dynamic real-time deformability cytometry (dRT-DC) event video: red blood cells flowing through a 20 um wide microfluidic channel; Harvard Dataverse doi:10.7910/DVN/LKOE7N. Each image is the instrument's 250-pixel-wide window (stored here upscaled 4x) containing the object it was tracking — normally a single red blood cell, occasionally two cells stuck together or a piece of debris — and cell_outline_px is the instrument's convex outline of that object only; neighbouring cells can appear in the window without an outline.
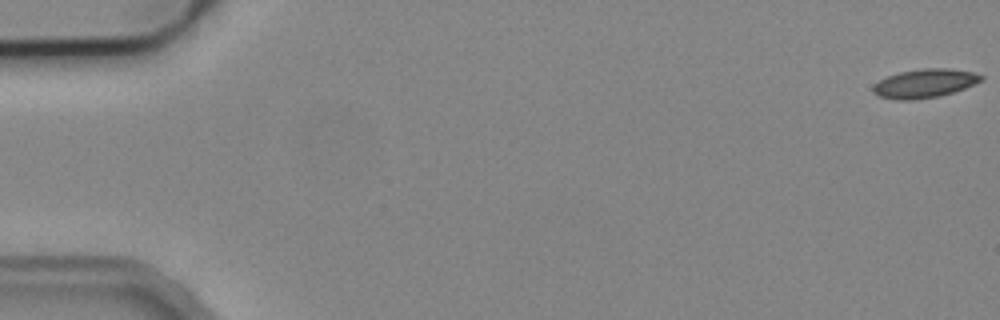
{"species": "common noctule bat (a hibernating species)", "species_latin": "Nyctalus noctula", "temperature_condition": "cold", "stored_images_in_passage": 5, "camera_frame_rate_fps": 3000, "um_per_image_px": 0.085, "animal": {"sex": "male", "body_mass_g": 19.2, "forearm_length_mm": 51.8}, "frame": {"image": 1, "passage_image": 1, "time_ms": 0.0, "image_size_px": [1000, 320], "cell_outline_px": [[984, 80], [964, 88], [940, 96], [912, 100], [896, 100], [880, 96], [872, 92], [872, 88], [880, 80], [888, 76], [900, 72], [924, 68], [948, 68], [972, 72], [984, 76]], "centroid_in_image_um": [78.61, 7.09], "position_along_channel_um": 6.4, "area_um2": 17.98}}
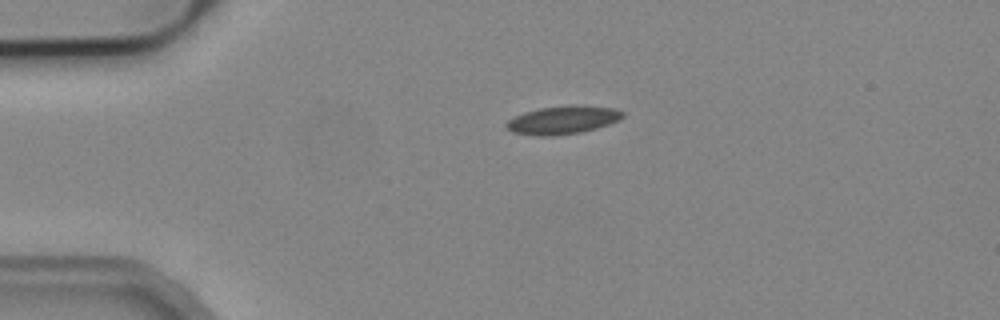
{"frame": {"image": 2, "passage_image": 4, "time_ms": 4.0, "image_size_px": [1000, 320], "cell_outline_px": [[624, 116], [620, 120], [596, 128], [580, 132], [552, 136], [536, 136], [512, 132], [504, 128], [504, 124], [508, 120], [524, 112], [540, 108], [572, 104], [576, 104], [616, 108], [624, 112]], "centroid_in_image_um": [47.83, 10.19], "position_along_channel_um": 37.2, "area_um2": 19.36}}